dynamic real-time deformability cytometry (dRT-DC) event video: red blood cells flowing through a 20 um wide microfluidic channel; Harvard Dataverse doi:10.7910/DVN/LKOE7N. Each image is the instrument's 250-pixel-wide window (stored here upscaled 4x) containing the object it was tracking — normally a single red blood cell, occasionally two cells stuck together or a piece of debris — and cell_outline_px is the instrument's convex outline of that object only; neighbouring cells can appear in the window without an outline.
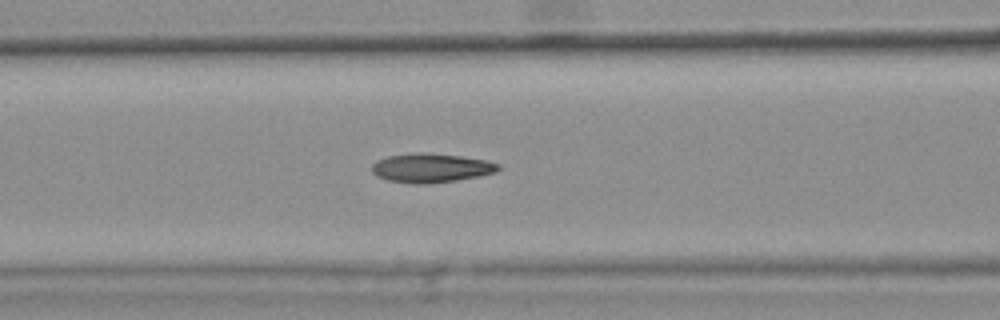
{"species": "common noctule bat (a hibernating species)", "species_latin": "Nyctalus noctula", "temperature_condition": "warm", "stored_images_in_passage": 45, "camera_frame_rate_fps": 3000, "um_per_image_px": 0.085, "animal": {"sex": "female", "body_mass_g": 25.1}, "frame": {"image": 1, "passage_image": 20, "time_ms": 6.333, "image_size_px": [1000, 320], "cell_outline_px": [[500, 168], [496, 172], [480, 176], [456, 180], [428, 184], [416, 184], [388, 180], [376, 176], [372, 172], [372, 164], [376, 160], [388, 156], [420, 152], [460, 156], [484, 160], [500, 164]], "centroid_in_image_um": [36.62, 14.28], "position_along_channel_um": 130.0, "area_um2": 21.33}, "authors_computed_cell_mechanics": {"area_um2": 21.097, "velocity_mm_per_s": 3.801, "shape_relaxation_time_tau1_ms": 7.4274, "shape_relaxation_time_tau2_ms": 2.0349, "deformation_change_tau1": 0.2357, "deformation_change_tau2": 0.0985}}